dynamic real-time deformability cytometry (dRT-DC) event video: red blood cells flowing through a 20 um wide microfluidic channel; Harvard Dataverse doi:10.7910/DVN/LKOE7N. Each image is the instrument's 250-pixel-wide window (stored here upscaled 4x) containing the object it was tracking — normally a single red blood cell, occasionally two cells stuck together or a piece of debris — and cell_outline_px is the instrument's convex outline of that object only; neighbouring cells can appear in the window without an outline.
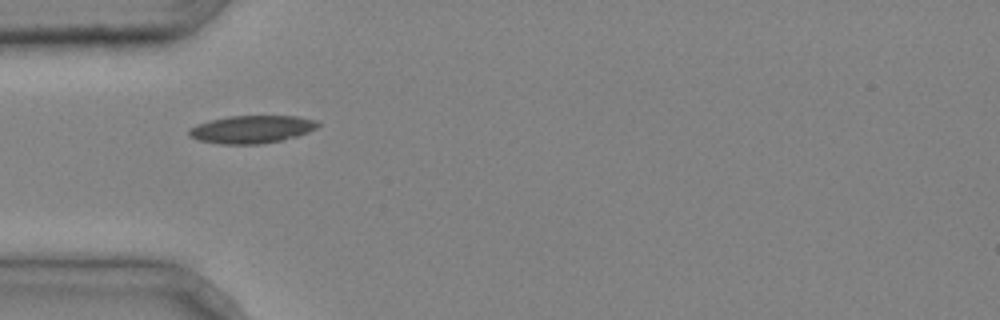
{"species": "common noctule bat (a hibernating species)", "species_latin": "Nyctalus noctula", "temperature_condition": "cold", "stored_images_in_passage": 3, "camera_frame_rate_fps": 3000, "um_per_image_px": 0.085, "animal": {"sex": "male", "body_mass_g": 20.4}, "frame": {"image": 1, "passage_image": 1, "time_ms": 0.0, "image_size_px": [1000, 320], "cell_outline_px": [[320, 124], [316, 128], [308, 132], [296, 136], [280, 140], [260, 144], [220, 144], [200, 140], [188, 136], [188, 128], [196, 124], [208, 120], [228, 116], [296, 116], [316, 120]], "centroid_in_image_um": [21.35, 10.98], "position_along_channel_um": 63.7, "area_um2": 20.87}}